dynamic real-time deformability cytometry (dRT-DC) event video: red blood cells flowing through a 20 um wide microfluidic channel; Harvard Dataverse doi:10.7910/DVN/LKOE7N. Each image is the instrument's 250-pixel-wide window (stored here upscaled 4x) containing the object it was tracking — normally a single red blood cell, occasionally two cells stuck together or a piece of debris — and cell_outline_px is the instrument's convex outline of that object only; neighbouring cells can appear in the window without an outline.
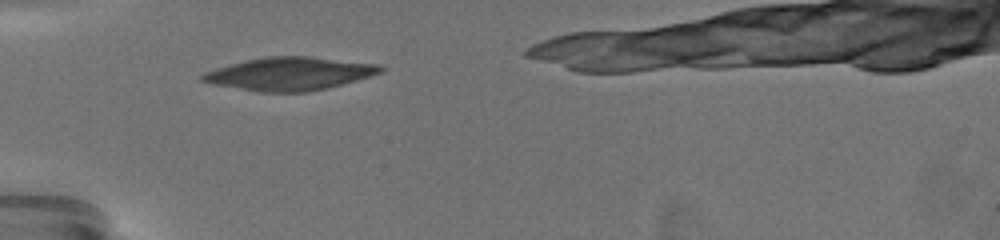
{"species": "common noctule bat (a hibernating species)", "species_latin": "Nyctalus noctula", "temperature_condition": "warm", "stored_images_in_passage": 36, "camera_frame_rate_fps": 3000, "um_per_image_px": 0.085, "animal": {"sex": "female", "body_mass_g": 19.5, "forearm_length_mm": 54.1}, "frame": {"image": 1, "passage_image": 1, "time_ms": 0.0, "image_size_px": [1000, 240], "cell_outline_px": [[384, 68], [380, 72], [368, 76], [340, 84], [324, 88], [304, 92], [260, 92], [216, 84], [200, 80], [200, 76], [216, 68], [248, 60], [268, 56], [308, 56], [376, 64]], "centroid_in_image_um": [24.6, 6.26], "position_along_channel_um": 60.4, "area_um2": 33.29}}
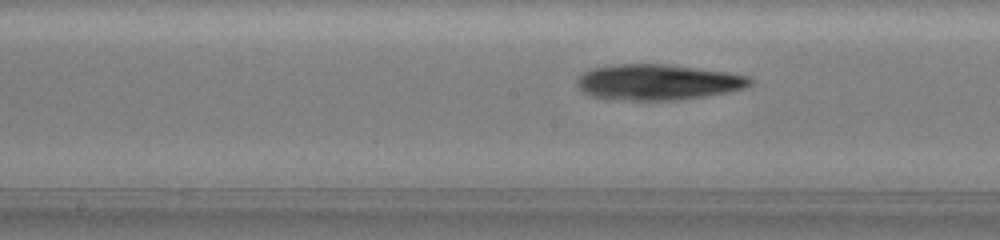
{"frame": {"image": 2, "passage_image": 10, "time_ms": 4.0, "image_size_px": [1000, 240], "cell_outline_px": [[752, 84], [744, 88], [704, 96], [680, 100], [632, 100], [592, 96], [584, 92], [580, 88], [580, 76], [584, 72], [592, 68], [612, 64], [664, 64], [728, 72], [748, 76], [752, 80]], "centroid_in_image_um": [55.95, 6.97], "position_along_channel_um": 192.3, "area_um2": 35.43}}